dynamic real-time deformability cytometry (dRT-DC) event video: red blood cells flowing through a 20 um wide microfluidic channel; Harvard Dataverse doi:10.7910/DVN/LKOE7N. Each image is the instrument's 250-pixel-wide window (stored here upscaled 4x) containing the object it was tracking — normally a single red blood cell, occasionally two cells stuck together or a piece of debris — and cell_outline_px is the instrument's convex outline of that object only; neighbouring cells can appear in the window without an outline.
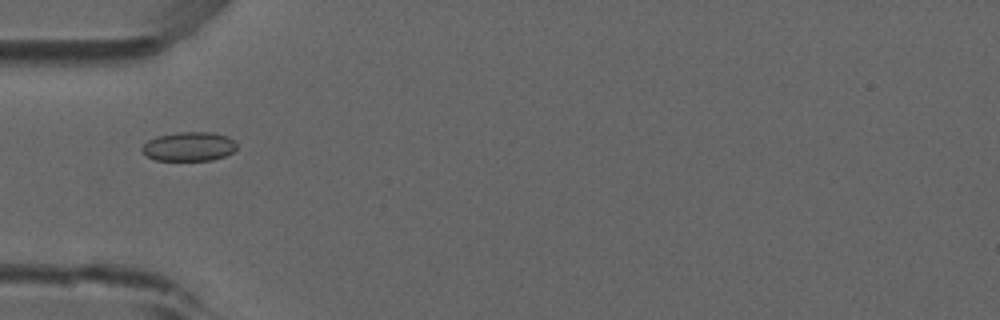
{"species": "common noctule bat (a hibernating species)", "species_latin": "Nyctalus noctula", "temperature_condition": "room temperature", "stored_images_in_passage": 44, "camera_frame_rate_fps": 3000, "um_per_image_px": 0.085, "animal": {"sex": "male", "forearm_length_mm": 52.5}, "frame": {"image": 1, "passage_image": 8, "time_ms": 2.333, "image_size_px": [1000, 320], "cell_outline_px": [[236, 148], [232, 152], [224, 156], [212, 160], [156, 160], [148, 156], [140, 148], [148, 140], [156, 136], [176, 132], [212, 132], [228, 136], [236, 144]], "centroid_in_image_um": [16.06, 12.44], "position_along_channel_um": 68.9, "area_um2": 16.01}}
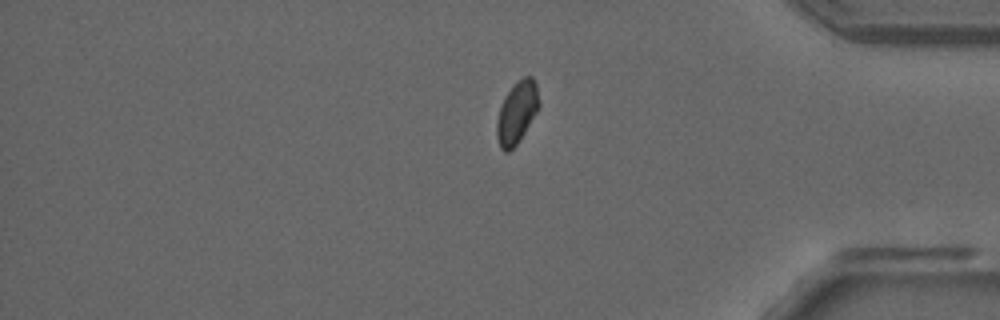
{"frame": {"image": 2, "passage_image": 35, "time_ms": 11.333, "image_size_px": [1000, 320], "cell_outline_px": [[540, 104], [536, 112], [524, 132], [516, 144], [508, 152], [504, 152], [500, 148], [496, 136], [496, 124], [500, 108], [504, 96], [512, 84], [516, 80], [524, 76], [532, 76], [536, 84]], "centroid_in_image_um": [43.92, 9.52], "position_along_channel_um": 391.3, "area_um2": 15.26}}
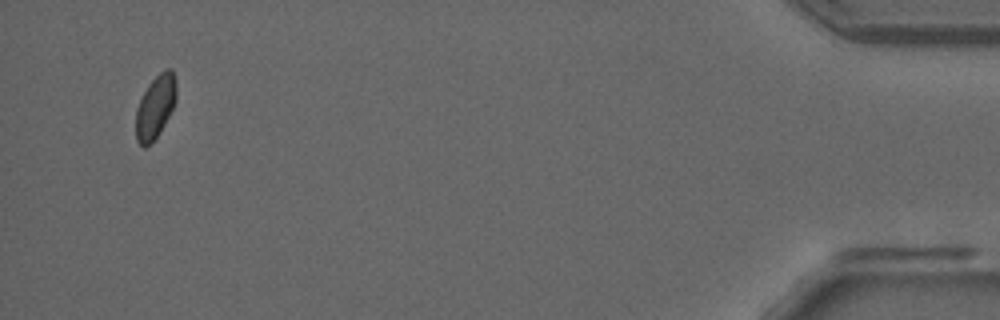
{"frame": {"image": 3, "passage_image": 42, "time_ms": 13.667, "image_size_px": [1000, 320], "cell_outline_px": [[176, 100], [160, 132], [144, 148], [136, 140], [136, 108], [148, 84], [164, 68], [172, 68], [176, 80]], "centroid_in_image_um": [13.21, 9.03], "position_along_channel_um": 422.0, "area_um2": 14.74}, "authors_computed_cell_mechanics": {"area_um2": 15.2592, "velocity_mm_per_s": 3.8481, "shape_relaxation_time_tau1_ms": null, "shape_relaxation_time_tau2_ms": 1.2058, "deformation_change_tau1": null, "deformation_change_tau2": 0.0268}}